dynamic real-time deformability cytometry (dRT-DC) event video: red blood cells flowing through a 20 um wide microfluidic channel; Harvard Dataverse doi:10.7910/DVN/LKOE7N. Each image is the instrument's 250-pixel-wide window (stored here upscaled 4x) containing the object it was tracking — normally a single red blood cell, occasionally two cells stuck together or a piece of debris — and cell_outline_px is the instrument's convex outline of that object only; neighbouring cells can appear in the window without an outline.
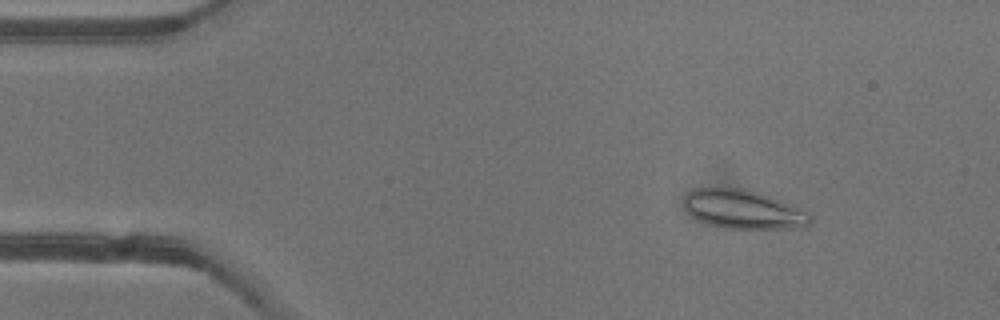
{"species": "common noctule bat (a hibernating species)", "species_latin": "Nyctalus noctula", "temperature_condition": "warm", "stored_images_in_passage": 10, "camera_frame_rate_fps": 3000, "um_per_image_px": 0.085, "animal": {"sex": "female"}, "frame": {"image": 1, "passage_image": 7, "time_ms": 2.0, "image_size_px": [1000, 320], "cell_outline_px": [[812, 220], [804, 228], [724, 228], [700, 220], [692, 216], [688, 212], [684, 204], [684, 196], [688, 192], [696, 188], [740, 188], [760, 192], [780, 200], [808, 212], [812, 216]], "centroid_in_image_um": [63.2, 17.79], "position_along_channel_um": 21.8, "area_um2": 28.38}}